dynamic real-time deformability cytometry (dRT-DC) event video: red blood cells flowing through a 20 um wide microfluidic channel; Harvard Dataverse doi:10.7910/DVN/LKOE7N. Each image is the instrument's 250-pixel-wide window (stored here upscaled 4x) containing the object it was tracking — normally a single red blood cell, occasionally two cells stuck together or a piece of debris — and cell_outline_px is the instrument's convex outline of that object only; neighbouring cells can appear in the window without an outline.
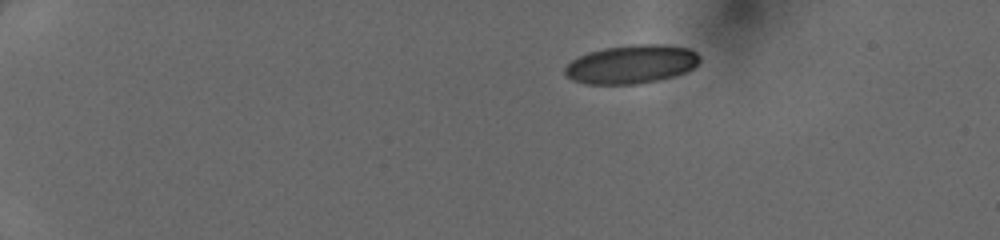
{"species": "human", "species_latin": "Homo sapiens", "temperature_condition": "cold", "stored_images_in_passage": 40, "camera_frame_rate_fps": 3000, "um_per_image_px": 0.085, "donor": {"sex": "female"}, "frame": {"image": 1, "passage_image": 1, "time_ms": 0.0, "image_size_px": [1000, 240], "cell_outline_px": [[700, 60], [692, 68], [684, 72], [672, 76], [656, 80], [636, 84], [584, 84], [572, 80], [564, 72], [564, 68], [572, 60], [588, 52], [604, 48], [632, 44], [664, 44], [688, 48], [696, 52], [700, 56]], "centroid_in_image_um": [53.65, 5.45], "position_along_channel_um": 31.3, "area_um2": 30.23}}
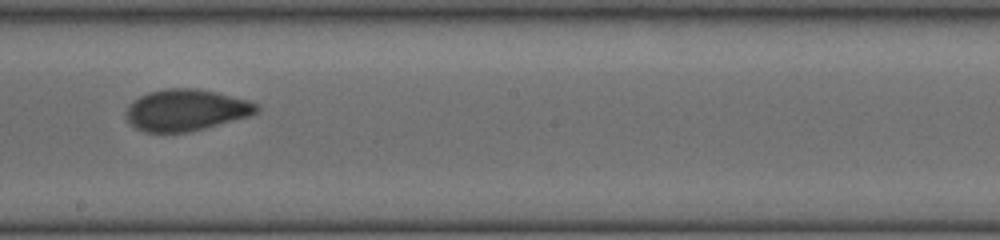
{"frame": {"image": 2, "passage_image": 22, "time_ms": 7.0, "image_size_px": [1000, 240], "cell_outline_px": [[260, 108], [256, 112], [248, 116], [204, 128], [188, 132], [144, 132], [136, 128], [124, 116], [124, 112], [128, 104], [132, 100], [148, 92], [164, 88], [196, 88], [216, 92], [248, 100], [260, 104]], "centroid_in_image_um": [15.77, 9.34], "position_along_channel_um": 232.4, "area_um2": 31.67}}
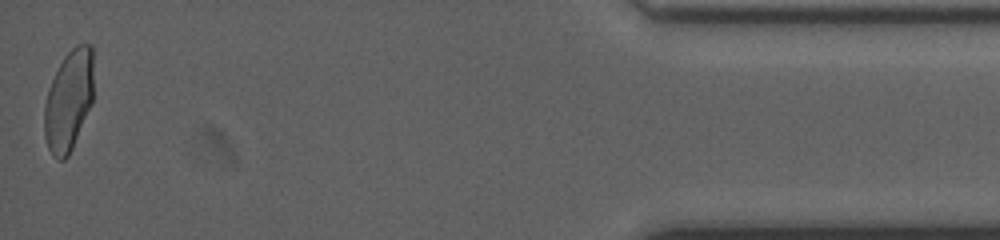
{"frame": {"image": 3, "passage_image": 40, "time_ms": 13.0, "image_size_px": [1000, 240], "cell_outline_px": [[92, 104], [72, 148], [68, 156], [64, 160], [60, 160], [52, 156], [48, 148], [44, 136], [44, 104], [48, 88], [64, 56], [76, 44], [92, 44]], "centroid_in_image_um": [5.82, 8.56], "position_along_channel_um": 429.4, "area_um2": 28.9}}